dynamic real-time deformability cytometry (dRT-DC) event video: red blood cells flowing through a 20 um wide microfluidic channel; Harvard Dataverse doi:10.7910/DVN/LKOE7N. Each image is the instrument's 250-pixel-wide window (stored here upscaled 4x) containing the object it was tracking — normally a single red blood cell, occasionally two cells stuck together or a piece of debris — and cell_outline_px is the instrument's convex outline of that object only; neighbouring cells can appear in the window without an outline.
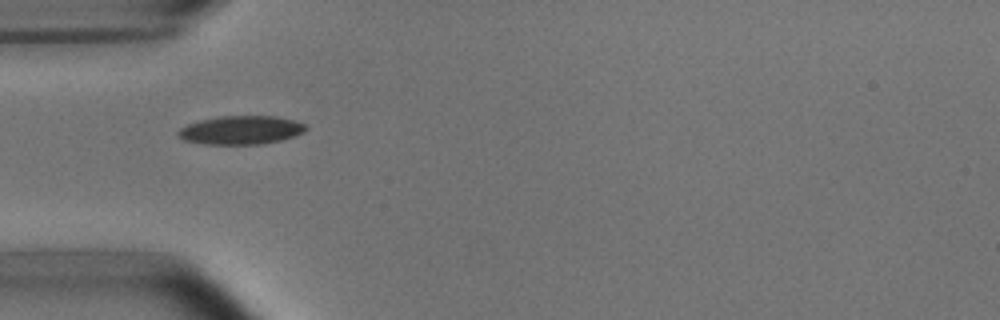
{"species": "common noctule bat (a hibernating species)", "species_latin": "Nyctalus noctula", "temperature_condition": "room temperature", "stored_images_in_passage": 2, "camera_frame_rate_fps": 3000, "um_per_image_px": 0.085, "animal": {"sex": "male", "body_mass_g": 15.6}, "frame": {"image": 1, "passage_image": 1, "time_ms": 0.0, "image_size_px": [1000, 320], "cell_outline_px": [[308, 128], [304, 132], [296, 136], [280, 140], [260, 144], [204, 144], [184, 140], [176, 136], [176, 132], [180, 128], [188, 124], [200, 120], [220, 116], [276, 116], [292, 120], [304, 124]], "centroid_in_image_um": [20.46, 11.06], "position_along_channel_um": 64.5, "area_um2": 21.27}}